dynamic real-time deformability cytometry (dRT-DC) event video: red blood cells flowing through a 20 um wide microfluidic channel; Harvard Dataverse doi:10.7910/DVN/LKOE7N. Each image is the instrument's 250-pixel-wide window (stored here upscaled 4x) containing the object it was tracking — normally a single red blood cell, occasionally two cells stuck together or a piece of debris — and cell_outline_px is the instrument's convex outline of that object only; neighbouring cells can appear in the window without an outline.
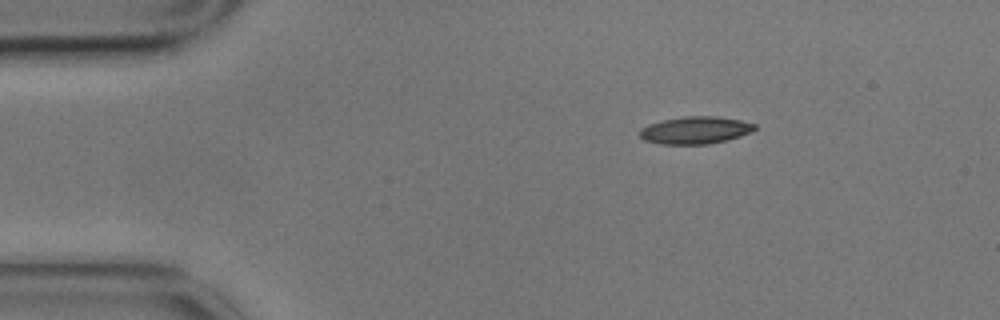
{"species": "common noctule bat (a hibernating species)", "species_latin": "Nyctalus noctula", "temperature_condition": "cold", "stored_images_in_passage": 3, "camera_frame_rate_fps": 3000, "um_per_image_px": 0.085, "animal": {"sex": "male", "body_mass_g": 17.9}, "frame": {"image": 1, "passage_image": 1, "time_ms": 0.0, "image_size_px": [1000, 320], "cell_outline_px": [[756, 128], [752, 132], [728, 140], [708, 144], [660, 144], [644, 140], [636, 132], [640, 128], [648, 124], [664, 120], [684, 116], [716, 116], [740, 120], [756, 124]], "centroid_in_image_um": [59.08, 11.07], "position_along_channel_um": 25.9, "area_um2": 18.5}}